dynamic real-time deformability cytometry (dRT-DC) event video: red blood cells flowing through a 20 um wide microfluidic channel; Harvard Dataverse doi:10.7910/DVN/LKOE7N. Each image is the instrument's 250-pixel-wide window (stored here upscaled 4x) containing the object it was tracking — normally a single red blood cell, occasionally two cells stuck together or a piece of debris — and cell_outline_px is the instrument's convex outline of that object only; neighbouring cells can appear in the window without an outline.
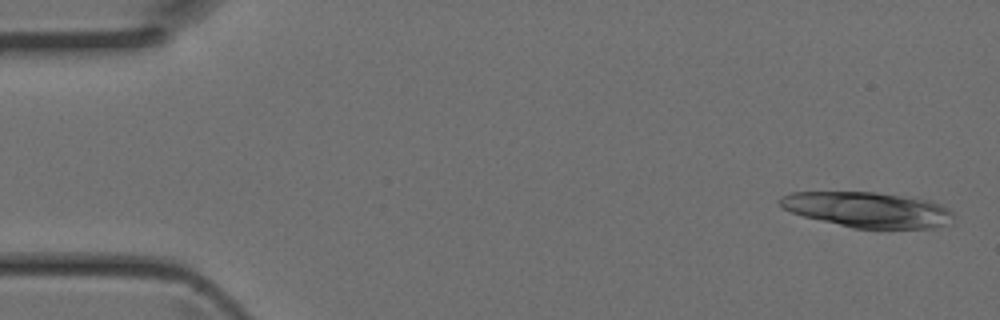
{"species": "Egyptian fruit bat (a non-hibernating species)", "species_latin": "Rousettus aegyptiacus", "temperature_condition": "room temperature", "stored_images_in_passage": 17, "camera_frame_rate_fps": 3000, "um_per_image_px": 0.085, "animal": {"sex": "female"}, "frame": {"image": 1, "passage_image": 2, "time_ms": 0.333, "image_size_px": [1000, 320], "cell_outline_px": [[956, 216], [944, 224], [936, 228], [856, 228], [804, 216], [792, 212], [784, 208], [780, 204], [780, 196], [792, 192], [876, 192], [932, 200], [948, 208]], "centroid_in_image_um": [73.79, 17.81], "position_along_channel_um": 11.2, "area_um2": 35.49}}